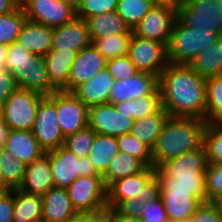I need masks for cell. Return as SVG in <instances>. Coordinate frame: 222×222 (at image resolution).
Returning <instances> with one entry per match:
<instances>
[{
    "instance_id": "6da1fadb",
    "label": "cell",
    "mask_w": 222,
    "mask_h": 222,
    "mask_svg": "<svg viewBox=\"0 0 222 222\" xmlns=\"http://www.w3.org/2000/svg\"><path fill=\"white\" fill-rule=\"evenodd\" d=\"M159 90L170 116L206 121V79L189 65L168 63L159 75Z\"/></svg>"
},
{
    "instance_id": "7a4b0ae2",
    "label": "cell",
    "mask_w": 222,
    "mask_h": 222,
    "mask_svg": "<svg viewBox=\"0 0 222 222\" xmlns=\"http://www.w3.org/2000/svg\"><path fill=\"white\" fill-rule=\"evenodd\" d=\"M205 120L169 116L152 149L153 167L203 145Z\"/></svg>"
},
{
    "instance_id": "3957f363",
    "label": "cell",
    "mask_w": 222,
    "mask_h": 222,
    "mask_svg": "<svg viewBox=\"0 0 222 222\" xmlns=\"http://www.w3.org/2000/svg\"><path fill=\"white\" fill-rule=\"evenodd\" d=\"M208 159L204 146L181 154L155 168L161 187L205 188Z\"/></svg>"
},
{
    "instance_id": "277c9868",
    "label": "cell",
    "mask_w": 222,
    "mask_h": 222,
    "mask_svg": "<svg viewBox=\"0 0 222 222\" xmlns=\"http://www.w3.org/2000/svg\"><path fill=\"white\" fill-rule=\"evenodd\" d=\"M222 35L206 29L183 26L177 19L168 42L167 59L172 64H187Z\"/></svg>"
},
{
    "instance_id": "5b68a950",
    "label": "cell",
    "mask_w": 222,
    "mask_h": 222,
    "mask_svg": "<svg viewBox=\"0 0 222 222\" xmlns=\"http://www.w3.org/2000/svg\"><path fill=\"white\" fill-rule=\"evenodd\" d=\"M161 184L154 167L114 181L107 188V208H114L120 201L140 199L144 203L160 197Z\"/></svg>"
},
{
    "instance_id": "8992f818",
    "label": "cell",
    "mask_w": 222,
    "mask_h": 222,
    "mask_svg": "<svg viewBox=\"0 0 222 222\" xmlns=\"http://www.w3.org/2000/svg\"><path fill=\"white\" fill-rule=\"evenodd\" d=\"M67 192L78 214H94L107 209V187L102 175L79 176Z\"/></svg>"
},
{
    "instance_id": "52a82bcc",
    "label": "cell",
    "mask_w": 222,
    "mask_h": 222,
    "mask_svg": "<svg viewBox=\"0 0 222 222\" xmlns=\"http://www.w3.org/2000/svg\"><path fill=\"white\" fill-rule=\"evenodd\" d=\"M176 19L183 26L222 35V0H186L176 10Z\"/></svg>"
},
{
    "instance_id": "ba28073f",
    "label": "cell",
    "mask_w": 222,
    "mask_h": 222,
    "mask_svg": "<svg viewBox=\"0 0 222 222\" xmlns=\"http://www.w3.org/2000/svg\"><path fill=\"white\" fill-rule=\"evenodd\" d=\"M31 131L45 152L63 146L65 137L62 134L56 112V91L40 101Z\"/></svg>"
},
{
    "instance_id": "9c48e42d",
    "label": "cell",
    "mask_w": 222,
    "mask_h": 222,
    "mask_svg": "<svg viewBox=\"0 0 222 222\" xmlns=\"http://www.w3.org/2000/svg\"><path fill=\"white\" fill-rule=\"evenodd\" d=\"M49 162L56 188L67 189L79 176L100 175L87 156L78 158L63 146L49 151Z\"/></svg>"
},
{
    "instance_id": "30bf717a",
    "label": "cell",
    "mask_w": 222,
    "mask_h": 222,
    "mask_svg": "<svg viewBox=\"0 0 222 222\" xmlns=\"http://www.w3.org/2000/svg\"><path fill=\"white\" fill-rule=\"evenodd\" d=\"M44 97L37 92L17 88L3 103V120L11 130H32L37 107Z\"/></svg>"
},
{
    "instance_id": "8fae6325",
    "label": "cell",
    "mask_w": 222,
    "mask_h": 222,
    "mask_svg": "<svg viewBox=\"0 0 222 222\" xmlns=\"http://www.w3.org/2000/svg\"><path fill=\"white\" fill-rule=\"evenodd\" d=\"M160 198L169 222H185L206 202V188L161 187Z\"/></svg>"
},
{
    "instance_id": "7c38bea8",
    "label": "cell",
    "mask_w": 222,
    "mask_h": 222,
    "mask_svg": "<svg viewBox=\"0 0 222 222\" xmlns=\"http://www.w3.org/2000/svg\"><path fill=\"white\" fill-rule=\"evenodd\" d=\"M127 56L140 72L159 76L167 67L166 45L133 33Z\"/></svg>"
},
{
    "instance_id": "4fadbf2b",
    "label": "cell",
    "mask_w": 222,
    "mask_h": 222,
    "mask_svg": "<svg viewBox=\"0 0 222 222\" xmlns=\"http://www.w3.org/2000/svg\"><path fill=\"white\" fill-rule=\"evenodd\" d=\"M28 20L48 27H58L76 17V9L61 0H20Z\"/></svg>"
},
{
    "instance_id": "5bb4252c",
    "label": "cell",
    "mask_w": 222,
    "mask_h": 222,
    "mask_svg": "<svg viewBox=\"0 0 222 222\" xmlns=\"http://www.w3.org/2000/svg\"><path fill=\"white\" fill-rule=\"evenodd\" d=\"M176 21V10L154 5L133 30L134 34L168 45Z\"/></svg>"
},
{
    "instance_id": "9a60e30c",
    "label": "cell",
    "mask_w": 222,
    "mask_h": 222,
    "mask_svg": "<svg viewBox=\"0 0 222 222\" xmlns=\"http://www.w3.org/2000/svg\"><path fill=\"white\" fill-rule=\"evenodd\" d=\"M134 120L117 112L114 105L104 103L88 109V126L97 134L121 136L130 134Z\"/></svg>"
},
{
    "instance_id": "2e32d148",
    "label": "cell",
    "mask_w": 222,
    "mask_h": 222,
    "mask_svg": "<svg viewBox=\"0 0 222 222\" xmlns=\"http://www.w3.org/2000/svg\"><path fill=\"white\" fill-rule=\"evenodd\" d=\"M88 109L72 92L56 91V112L64 137L88 125Z\"/></svg>"
},
{
    "instance_id": "e0dca14e",
    "label": "cell",
    "mask_w": 222,
    "mask_h": 222,
    "mask_svg": "<svg viewBox=\"0 0 222 222\" xmlns=\"http://www.w3.org/2000/svg\"><path fill=\"white\" fill-rule=\"evenodd\" d=\"M159 91V76L149 72L137 74L123 80H115L108 96V103L135 100Z\"/></svg>"
},
{
    "instance_id": "ac0fdd59",
    "label": "cell",
    "mask_w": 222,
    "mask_h": 222,
    "mask_svg": "<svg viewBox=\"0 0 222 222\" xmlns=\"http://www.w3.org/2000/svg\"><path fill=\"white\" fill-rule=\"evenodd\" d=\"M18 88L31 90L43 96H48L58 91L48 77L44 56L32 55L31 59L22 64L13 73Z\"/></svg>"
},
{
    "instance_id": "d6986e66",
    "label": "cell",
    "mask_w": 222,
    "mask_h": 222,
    "mask_svg": "<svg viewBox=\"0 0 222 222\" xmlns=\"http://www.w3.org/2000/svg\"><path fill=\"white\" fill-rule=\"evenodd\" d=\"M106 62L105 57L94 45L82 49L77 53L70 70L68 83L61 91L73 92L78 86L105 68Z\"/></svg>"
},
{
    "instance_id": "ffe728a7",
    "label": "cell",
    "mask_w": 222,
    "mask_h": 222,
    "mask_svg": "<svg viewBox=\"0 0 222 222\" xmlns=\"http://www.w3.org/2000/svg\"><path fill=\"white\" fill-rule=\"evenodd\" d=\"M92 45V38L85 20L75 17L72 21L53 28L52 50L76 51Z\"/></svg>"
},
{
    "instance_id": "44dd1931",
    "label": "cell",
    "mask_w": 222,
    "mask_h": 222,
    "mask_svg": "<svg viewBox=\"0 0 222 222\" xmlns=\"http://www.w3.org/2000/svg\"><path fill=\"white\" fill-rule=\"evenodd\" d=\"M114 81L105 67L91 79L78 86L72 93L90 108L108 102V96Z\"/></svg>"
},
{
    "instance_id": "7402d4cb",
    "label": "cell",
    "mask_w": 222,
    "mask_h": 222,
    "mask_svg": "<svg viewBox=\"0 0 222 222\" xmlns=\"http://www.w3.org/2000/svg\"><path fill=\"white\" fill-rule=\"evenodd\" d=\"M53 187L54 180L49 162V152H46L41 158L26 165L24 181L19 189L43 196Z\"/></svg>"
},
{
    "instance_id": "603a6c76",
    "label": "cell",
    "mask_w": 222,
    "mask_h": 222,
    "mask_svg": "<svg viewBox=\"0 0 222 222\" xmlns=\"http://www.w3.org/2000/svg\"><path fill=\"white\" fill-rule=\"evenodd\" d=\"M53 28L27 20L17 43L31 54L45 56L52 50Z\"/></svg>"
},
{
    "instance_id": "cb8c5ba5",
    "label": "cell",
    "mask_w": 222,
    "mask_h": 222,
    "mask_svg": "<svg viewBox=\"0 0 222 222\" xmlns=\"http://www.w3.org/2000/svg\"><path fill=\"white\" fill-rule=\"evenodd\" d=\"M42 197V219L46 222H64L78 214L70 201L66 188L53 187Z\"/></svg>"
},
{
    "instance_id": "d4e9b609",
    "label": "cell",
    "mask_w": 222,
    "mask_h": 222,
    "mask_svg": "<svg viewBox=\"0 0 222 222\" xmlns=\"http://www.w3.org/2000/svg\"><path fill=\"white\" fill-rule=\"evenodd\" d=\"M5 148L26 165L41 158L46 153L38 144L31 130H10Z\"/></svg>"
},
{
    "instance_id": "484cf974",
    "label": "cell",
    "mask_w": 222,
    "mask_h": 222,
    "mask_svg": "<svg viewBox=\"0 0 222 222\" xmlns=\"http://www.w3.org/2000/svg\"><path fill=\"white\" fill-rule=\"evenodd\" d=\"M78 52L51 50L44 56L50 83L61 91L68 83L72 64Z\"/></svg>"
},
{
    "instance_id": "4316f807",
    "label": "cell",
    "mask_w": 222,
    "mask_h": 222,
    "mask_svg": "<svg viewBox=\"0 0 222 222\" xmlns=\"http://www.w3.org/2000/svg\"><path fill=\"white\" fill-rule=\"evenodd\" d=\"M202 78L209 79L222 73V36L202 50L189 64Z\"/></svg>"
},
{
    "instance_id": "83f0119b",
    "label": "cell",
    "mask_w": 222,
    "mask_h": 222,
    "mask_svg": "<svg viewBox=\"0 0 222 222\" xmlns=\"http://www.w3.org/2000/svg\"><path fill=\"white\" fill-rule=\"evenodd\" d=\"M92 39L105 38L115 34H133L116 11L96 15L86 20Z\"/></svg>"
},
{
    "instance_id": "f1b7e54d",
    "label": "cell",
    "mask_w": 222,
    "mask_h": 222,
    "mask_svg": "<svg viewBox=\"0 0 222 222\" xmlns=\"http://www.w3.org/2000/svg\"><path fill=\"white\" fill-rule=\"evenodd\" d=\"M169 116L163 108L157 114L135 120L130 134L152 150Z\"/></svg>"
},
{
    "instance_id": "f546056e",
    "label": "cell",
    "mask_w": 222,
    "mask_h": 222,
    "mask_svg": "<svg viewBox=\"0 0 222 222\" xmlns=\"http://www.w3.org/2000/svg\"><path fill=\"white\" fill-rule=\"evenodd\" d=\"M43 197L14 189L13 222H33L42 219Z\"/></svg>"
},
{
    "instance_id": "4dcf8cb0",
    "label": "cell",
    "mask_w": 222,
    "mask_h": 222,
    "mask_svg": "<svg viewBox=\"0 0 222 222\" xmlns=\"http://www.w3.org/2000/svg\"><path fill=\"white\" fill-rule=\"evenodd\" d=\"M119 151L116 137L96 133L87 157L95 167V170L103 176L112 159Z\"/></svg>"
},
{
    "instance_id": "1f68e13d",
    "label": "cell",
    "mask_w": 222,
    "mask_h": 222,
    "mask_svg": "<svg viewBox=\"0 0 222 222\" xmlns=\"http://www.w3.org/2000/svg\"><path fill=\"white\" fill-rule=\"evenodd\" d=\"M147 166L131 154L119 151L102 176L108 188L114 181L142 172Z\"/></svg>"
},
{
    "instance_id": "d6a6232c",
    "label": "cell",
    "mask_w": 222,
    "mask_h": 222,
    "mask_svg": "<svg viewBox=\"0 0 222 222\" xmlns=\"http://www.w3.org/2000/svg\"><path fill=\"white\" fill-rule=\"evenodd\" d=\"M26 164L15 158L7 148L0 150V169L4 179V192L18 189L25 176Z\"/></svg>"
},
{
    "instance_id": "836d02e7",
    "label": "cell",
    "mask_w": 222,
    "mask_h": 222,
    "mask_svg": "<svg viewBox=\"0 0 222 222\" xmlns=\"http://www.w3.org/2000/svg\"><path fill=\"white\" fill-rule=\"evenodd\" d=\"M27 17L19 4L13 11L0 15V43L10 45L17 42L18 35L27 21Z\"/></svg>"
},
{
    "instance_id": "e575fe53",
    "label": "cell",
    "mask_w": 222,
    "mask_h": 222,
    "mask_svg": "<svg viewBox=\"0 0 222 222\" xmlns=\"http://www.w3.org/2000/svg\"><path fill=\"white\" fill-rule=\"evenodd\" d=\"M206 122L222 123V73L206 79Z\"/></svg>"
},
{
    "instance_id": "d590c367",
    "label": "cell",
    "mask_w": 222,
    "mask_h": 222,
    "mask_svg": "<svg viewBox=\"0 0 222 222\" xmlns=\"http://www.w3.org/2000/svg\"><path fill=\"white\" fill-rule=\"evenodd\" d=\"M132 36L133 34H115L105 38L92 39V45L108 61L127 55Z\"/></svg>"
},
{
    "instance_id": "8d00e7d4",
    "label": "cell",
    "mask_w": 222,
    "mask_h": 222,
    "mask_svg": "<svg viewBox=\"0 0 222 222\" xmlns=\"http://www.w3.org/2000/svg\"><path fill=\"white\" fill-rule=\"evenodd\" d=\"M153 6L152 0H119L116 12L134 30Z\"/></svg>"
},
{
    "instance_id": "74e56055",
    "label": "cell",
    "mask_w": 222,
    "mask_h": 222,
    "mask_svg": "<svg viewBox=\"0 0 222 222\" xmlns=\"http://www.w3.org/2000/svg\"><path fill=\"white\" fill-rule=\"evenodd\" d=\"M203 146L208 163L222 165V123H207L204 130Z\"/></svg>"
},
{
    "instance_id": "f35d334b",
    "label": "cell",
    "mask_w": 222,
    "mask_h": 222,
    "mask_svg": "<svg viewBox=\"0 0 222 222\" xmlns=\"http://www.w3.org/2000/svg\"><path fill=\"white\" fill-rule=\"evenodd\" d=\"M95 134L96 132L87 125L75 134L65 137L63 147L78 158L86 157L91 150Z\"/></svg>"
},
{
    "instance_id": "ab89813d",
    "label": "cell",
    "mask_w": 222,
    "mask_h": 222,
    "mask_svg": "<svg viewBox=\"0 0 222 222\" xmlns=\"http://www.w3.org/2000/svg\"><path fill=\"white\" fill-rule=\"evenodd\" d=\"M121 152L131 154L141 160L147 167H153L152 150L131 134L116 137Z\"/></svg>"
},
{
    "instance_id": "60d3db41",
    "label": "cell",
    "mask_w": 222,
    "mask_h": 222,
    "mask_svg": "<svg viewBox=\"0 0 222 222\" xmlns=\"http://www.w3.org/2000/svg\"><path fill=\"white\" fill-rule=\"evenodd\" d=\"M118 0H80L76 8V17L83 20L96 15L116 11Z\"/></svg>"
},
{
    "instance_id": "b9f144b4",
    "label": "cell",
    "mask_w": 222,
    "mask_h": 222,
    "mask_svg": "<svg viewBox=\"0 0 222 222\" xmlns=\"http://www.w3.org/2000/svg\"><path fill=\"white\" fill-rule=\"evenodd\" d=\"M206 201L222 197V165L208 163L205 173Z\"/></svg>"
},
{
    "instance_id": "7bdbcfd3",
    "label": "cell",
    "mask_w": 222,
    "mask_h": 222,
    "mask_svg": "<svg viewBox=\"0 0 222 222\" xmlns=\"http://www.w3.org/2000/svg\"><path fill=\"white\" fill-rule=\"evenodd\" d=\"M160 90L155 95H146L134 100V121L159 113L163 109Z\"/></svg>"
},
{
    "instance_id": "ee69618b",
    "label": "cell",
    "mask_w": 222,
    "mask_h": 222,
    "mask_svg": "<svg viewBox=\"0 0 222 222\" xmlns=\"http://www.w3.org/2000/svg\"><path fill=\"white\" fill-rule=\"evenodd\" d=\"M106 68L114 80L127 79L139 72L127 55L108 60Z\"/></svg>"
},
{
    "instance_id": "f6af8a7d",
    "label": "cell",
    "mask_w": 222,
    "mask_h": 222,
    "mask_svg": "<svg viewBox=\"0 0 222 222\" xmlns=\"http://www.w3.org/2000/svg\"><path fill=\"white\" fill-rule=\"evenodd\" d=\"M140 211L142 222H169L165 207L160 197L143 203Z\"/></svg>"
},
{
    "instance_id": "bcb514c9",
    "label": "cell",
    "mask_w": 222,
    "mask_h": 222,
    "mask_svg": "<svg viewBox=\"0 0 222 222\" xmlns=\"http://www.w3.org/2000/svg\"><path fill=\"white\" fill-rule=\"evenodd\" d=\"M31 54L23 46L17 42L8 45V53L5 59V66L12 74L19 69V67L31 59Z\"/></svg>"
},
{
    "instance_id": "7dc6e473",
    "label": "cell",
    "mask_w": 222,
    "mask_h": 222,
    "mask_svg": "<svg viewBox=\"0 0 222 222\" xmlns=\"http://www.w3.org/2000/svg\"><path fill=\"white\" fill-rule=\"evenodd\" d=\"M185 222H222L217 207L213 202H202L192 217Z\"/></svg>"
},
{
    "instance_id": "c3c4849f",
    "label": "cell",
    "mask_w": 222,
    "mask_h": 222,
    "mask_svg": "<svg viewBox=\"0 0 222 222\" xmlns=\"http://www.w3.org/2000/svg\"><path fill=\"white\" fill-rule=\"evenodd\" d=\"M14 189L0 192V222H13Z\"/></svg>"
},
{
    "instance_id": "681fc988",
    "label": "cell",
    "mask_w": 222,
    "mask_h": 222,
    "mask_svg": "<svg viewBox=\"0 0 222 222\" xmlns=\"http://www.w3.org/2000/svg\"><path fill=\"white\" fill-rule=\"evenodd\" d=\"M17 88L13 74L7 69L0 70V102L4 103Z\"/></svg>"
},
{
    "instance_id": "f907efd6",
    "label": "cell",
    "mask_w": 222,
    "mask_h": 222,
    "mask_svg": "<svg viewBox=\"0 0 222 222\" xmlns=\"http://www.w3.org/2000/svg\"><path fill=\"white\" fill-rule=\"evenodd\" d=\"M143 201L140 199H127L120 201L114 209L122 215L133 216L141 218V208L143 206Z\"/></svg>"
},
{
    "instance_id": "816d5d0a",
    "label": "cell",
    "mask_w": 222,
    "mask_h": 222,
    "mask_svg": "<svg viewBox=\"0 0 222 222\" xmlns=\"http://www.w3.org/2000/svg\"><path fill=\"white\" fill-rule=\"evenodd\" d=\"M113 105L117 112H120L134 120V100L122 101Z\"/></svg>"
},
{
    "instance_id": "f5cc1de1",
    "label": "cell",
    "mask_w": 222,
    "mask_h": 222,
    "mask_svg": "<svg viewBox=\"0 0 222 222\" xmlns=\"http://www.w3.org/2000/svg\"><path fill=\"white\" fill-rule=\"evenodd\" d=\"M82 222H111L108 208L99 213L82 214Z\"/></svg>"
},
{
    "instance_id": "db71d44e",
    "label": "cell",
    "mask_w": 222,
    "mask_h": 222,
    "mask_svg": "<svg viewBox=\"0 0 222 222\" xmlns=\"http://www.w3.org/2000/svg\"><path fill=\"white\" fill-rule=\"evenodd\" d=\"M111 222H142L141 218L119 214L114 208H108Z\"/></svg>"
},
{
    "instance_id": "11a10c76",
    "label": "cell",
    "mask_w": 222,
    "mask_h": 222,
    "mask_svg": "<svg viewBox=\"0 0 222 222\" xmlns=\"http://www.w3.org/2000/svg\"><path fill=\"white\" fill-rule=\"evenodd\" d=\"M10 130V126L0 117V150L5 147Z\"/></svg>"
},
{
    "instance_id": "9f6ffc18",
    "label": "cell",
    "mask_w": 222,
    "mask_h": 222,
    "mask_svg": "<svg viewBox=\"0 0 222 222\" xmlns=\"http://www.w3.org/2000/svg\"><path fill=\"white\" fill-rule=\"evenodd\" d=\"M20 4V0H0V15L13 11Z\"/></svg>"
},
{
    "instance_id": "6f0895ef",
    "label": "cell",
    "mask_w": 222,
    "mask_h": 222,
    "mask_svg": "<svg viewBox=\"0 0 222 222\" xmlns=\"http://www.w3.org/2000/svg\"><path fill=\"white\" fill-rule=\"evenodd\" d=\"M154 5L170 7L177 10L184 0H152Z\"/></svg>"
},
{
    "instance_id": "680465c9",
    "label": "cell",
    "mask_w": 222,
    "mask_h": 222,
    "mask_svg": "<svg viewBox=\"0 0 222 222\" xmlns=\"http://www.w3.org/2000/svg\"><path fill=\"white\" fill-rule=\"evenodd\" d=\"M8 53V46L0 43V70H5V59Z\"/></svg>"
},
{
    "instance_id": "91938a15",
    "label": "cell",
    "mask_w": 222,
    "mask_h": 222,
    "mask_svg": "<svg viewBox=\"0 0 222 222\" xmlns=\"http://www.w3.org/2000/svg\"><path fill=\"white\" fill-rule=\"evenodd\" d=\"M212 202L217 207V210H218L219 215H220L221 220H222V197H219V198L215 199Z\"/></svg>"
},
{
    "instance_id": "94428289",
    "label": "cell",
    "mask_w": 222,
    "mask_h": 222,
    "mask_svg": "<svg viewBox=\"0 0 222 222\" xmlns=\"http://www.w3.org/2000/svg\"><path fill=\"white\" fill-rule=\"evenodd\" d=\"M62 2L68 3L69 5H71L72 7H74L75 9L78 7L80 0H61Z\"/></svg>"
},
{
    "instance_id": "6125c7cd",
    "label": "cell",
    "mask_w": 222,
    "mask_h": 222,
    "mask_svg": "<svg viewBox=\"0 0 222 222\" xmlns=\"http://www.w3.org/2000/svg\"><path fill=\"white\" fill-rule=\"evenodd\" d=\"M64 222H82V214H77L76 216H74Z\"/></svg>"
},
{
    "instance_id": "be15d7a7",
    "label": "cell",
    "mask_w": 222,
    "mask_h": 222,
    "mask_svg": "<svg viewBox=\"0 0 222 222\" xmlns=\"http://www.w3.org/2000/svg\"><path fill=\"white\" fill-rule=\"evenodd\" d=\"M0 192H4V179L1 174V169H0Z\"/></svg>"
},
{
    "instance_id": "e7e4bbea",
    "label": "cell",
    "mask_w": 222,
    "mask_h": 222,
    "mask_svg": "<svg viewBox=\"0 0 222 222\" xmlns=\"http://www.w3.org/2000/svg\"><path fill=\"white\" fill-rule=\"evenodd\" d=\"M3 103L0 102V117H2Z\"/></svg>"
},
{
    "instance_id": "03108f58",
    "label": "cell",
    "mask_w": 222,
    "mask_h": 222,
    "mask_svg": "<svg viewBox=\"0 0 222 222\" xmlns=\"http://www.w3.org/2000/svg\"><path fill=\"white\" fill-rule=\"evenodd\" d=\"M33 222H46V221H45V220H43V219H40V220L33 221Z\"/></svg>"
}]
</instances>
